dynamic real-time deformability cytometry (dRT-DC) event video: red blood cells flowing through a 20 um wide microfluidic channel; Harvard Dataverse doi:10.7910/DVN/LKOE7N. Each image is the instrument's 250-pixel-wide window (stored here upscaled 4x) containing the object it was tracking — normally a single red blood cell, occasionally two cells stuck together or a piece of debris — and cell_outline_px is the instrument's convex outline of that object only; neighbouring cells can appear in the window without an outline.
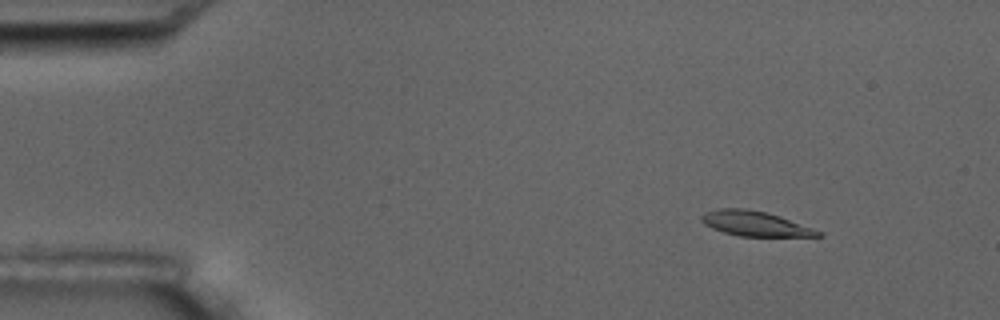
{"species": "common noctule bat (a hibernating species)", "species_latin": "Nyctalus noctula", "temperature_condition": "room temperature", "stored_images_in_passage": 5, "camera_frame_rate_fps": 3000, "um_per_image_px": 0.085, "animal": {"sex": "male", "body_mass_g": 17.5, "forearm_length_mm": 52.3}, "frame": {"image": 1, "passage_image": 2, "time_ms": 1.333, "image_size_px": [1000, 320], "cell_outline_px": [[824, 236], [740, 236], [724, 232], [712, 228], [704, 224], [700, 220], [700, 216], [704, 212], [720, 208], [744, 208], [768, 212], [780, 216], [824, 232]], "centroid_in_image_um": [64.18, 19.0], "position_along_channel_um": 20.8, "area_um2": 16.99}}
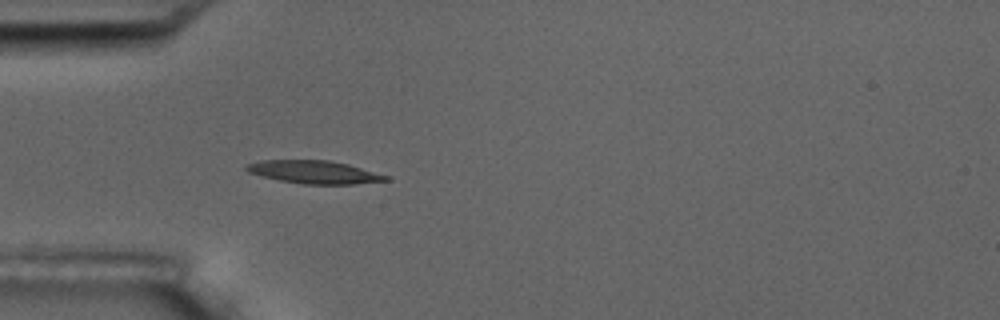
{"frame": {"image": 2, "passage_image": 5, "time_ms": 4.667, "image_size_px": [1000, 320], "cell_outline_px": [[392, 180], [352, 184], [300, 184], [260, 176], [248, 172], [244, 168], [248, 164], [260, 160], [328, 160], [348, 164], [388, 176]], "centroid_in_image_um": [26.69, 14.63], "position_along_channel_um": 58.3, "area_um2": 18.61}}